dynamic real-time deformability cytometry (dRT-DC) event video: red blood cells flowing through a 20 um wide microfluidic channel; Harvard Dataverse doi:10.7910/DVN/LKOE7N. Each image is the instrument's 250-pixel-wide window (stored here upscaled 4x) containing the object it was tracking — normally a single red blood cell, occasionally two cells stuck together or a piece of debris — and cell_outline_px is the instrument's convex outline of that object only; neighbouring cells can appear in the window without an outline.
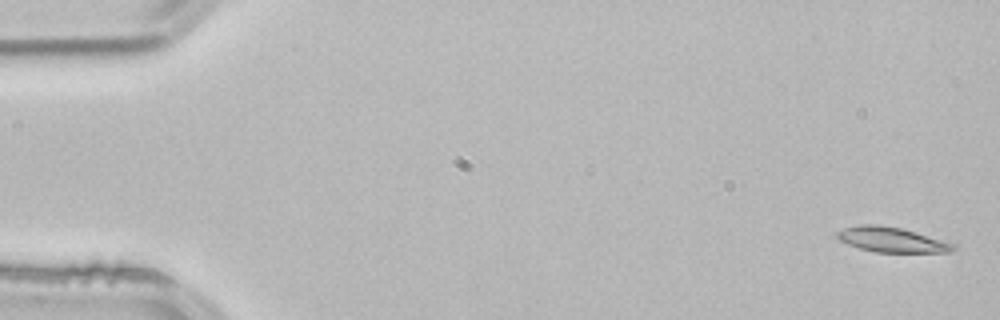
{"species": "common noctule bat (a hibernating species)", "species_latin": "Nyctalus noctula", "temperature_condition": "room temperature", "stored_images_in_passage": 3, "camera_frame_rate_fps": 3000, "um_per_image_px": 0.085, "animal": {"sex": "male", "body_mass_g": 21.5, "forearm_length_mm": 52.0}, "frame": {"image": 1, "passage_image": 1, "time_ms": 0.0, "image_size_px": [1000, 320], "cell_outline_px": [[956, 248], [952, 252], [876, 252], [860, 248], [848, 244], [840, 240], [836, 236], [836, 232], [844, 228], [856, 224], [880, 224], [900, 228], [916, 232], [956, 244]], "centroid_in_image_um": [75.79, 20.36], "position_along_channel_um": 9.2, "area_um2": 16.94}}
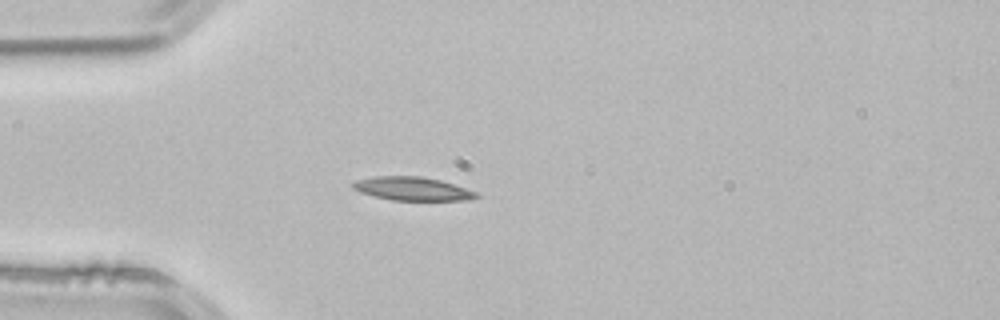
{"frame": {"image": 2, "passage_image": 3, "time_ms": 0.667, "image_size_px": [1000, 320], "cell_outline_px": [[480, 196], [468, 200], [392, 200], [360, 192], [352, 188], [352, 184], [356, 180], [372, 176], [420, 176], [440, 180], [480, 192]], "centroid_in_image_um": [35.09, 16.04], "position_along_channel_um": 49.9, "area_um2": 16.94}}